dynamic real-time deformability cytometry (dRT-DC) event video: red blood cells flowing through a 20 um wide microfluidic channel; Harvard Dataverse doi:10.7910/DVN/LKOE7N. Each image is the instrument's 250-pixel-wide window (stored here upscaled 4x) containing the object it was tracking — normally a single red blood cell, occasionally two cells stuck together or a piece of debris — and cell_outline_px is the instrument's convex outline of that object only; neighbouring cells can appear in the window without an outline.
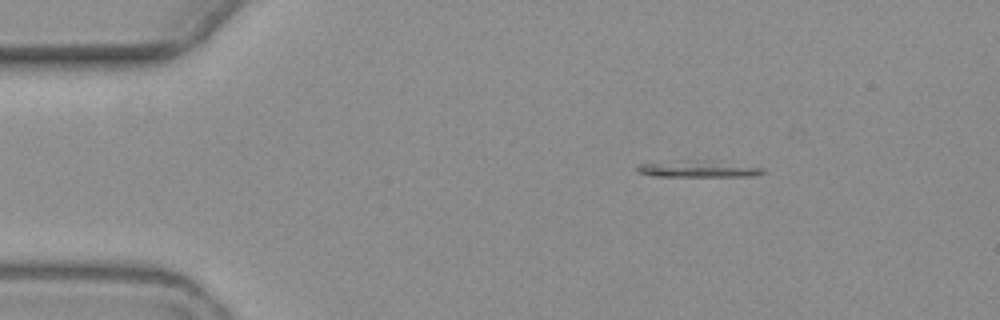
{"species": "common noctule bat (a hibernating species)", "species_latin": "Nyctalus noctula", "temperature_condition": "warm", "stored_images_in_passage": 3, "camera_frame_rate_fps": 3000, "um_per_image_px": 0.085, "animal": {"sex": "female", "body_mass_g": 19.3, "forearm_length_mm": 54.1}, "frame": {"image": 1, "passage_image": 1, "time_ms": 0.0, "image_size_px": [1000, 320], "cell_outline_px": [[768, 172], [752, 176], [652, 176], [636, 172], [636, 168], [640, 164], [688, 160], [712, 160], [764, 168]], "centroid_in_image_um": [59.37, 14.36], "position_along_channel_um": 25.6, "area_um2": 12.14}}